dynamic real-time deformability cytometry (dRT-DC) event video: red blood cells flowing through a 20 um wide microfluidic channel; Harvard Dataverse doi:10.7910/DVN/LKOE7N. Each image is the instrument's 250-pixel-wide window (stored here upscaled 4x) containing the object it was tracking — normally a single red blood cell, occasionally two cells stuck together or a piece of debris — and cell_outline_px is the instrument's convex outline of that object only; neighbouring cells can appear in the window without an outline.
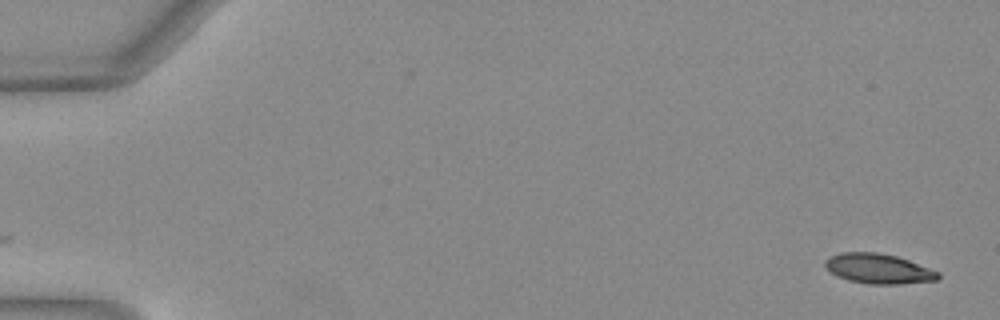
{"species": "Egyptian fruit bat (a non-hibernating species)", "species_latin": "Rousettus aegyptiacus", "temperature_condition": "warm", "stored_images_in_passage": 51, "segment_of_instrument_passage": [1, 2], "camera_frame_rate_fps": 3000, "um_per_image_px": 0.085, "animal": {"sex": "female"}, "frame": {"image": 1, "passage_image": 1, "time_ms": 0.0, "image_size_px": [1000, 320], "cell_outline_px": [[940, 276], [936, 280], [900, 284], [868, 284], [848, 280], [836, 276], [824, 264], [824, 260], [828, 256], [840, 252], [876, 252], [896, 256], [908, 260], [940, 272]], "centroid_in_image_um": [74.64, 22.83], "position_along_channel_um": 10.4, "area_um2": 19.71}}
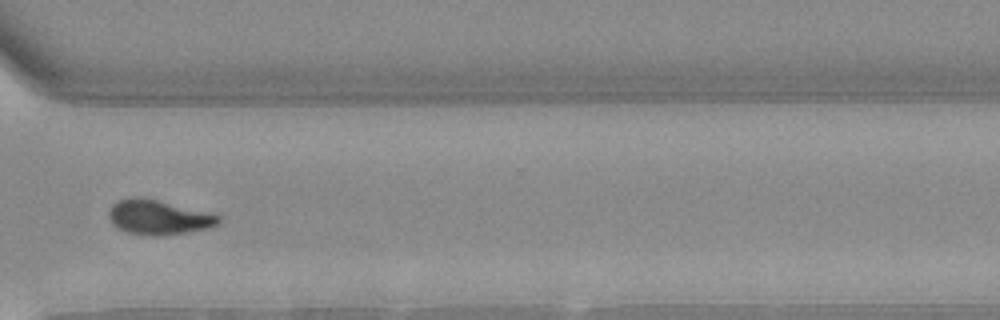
{"frame": {"image": 2, "passage_image": 38, "time_ms": 12.333, "image_size_px": [1000, 320], "cell_outline_px": [[220, 224], [208, 228], [188, 232], [164, 236], [148, 236], [128, 232], [112, 224], [108, 216], [108, 212], [112, 204], [120, 200], [132, 196], [136, 196], [156, 200], [220, 216]], "centroid_in_image_um": [13.44, 18.49], "position_along_channel_um": 357.2, "area_um2": 21.91}}
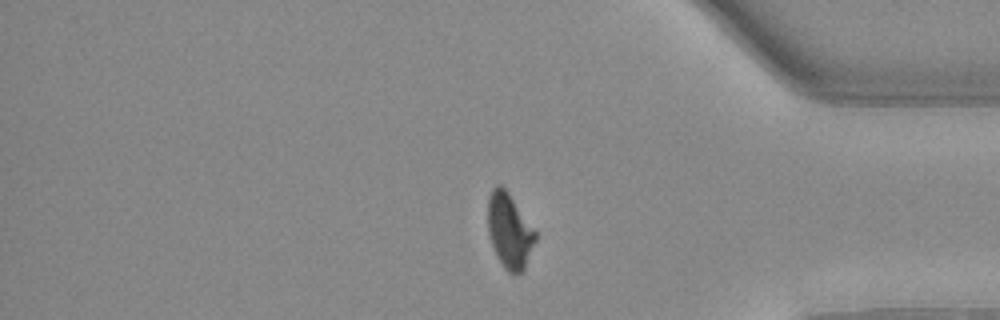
{"frame": {"image": 3, "passage_image": 42, "time_ms": 13.667, "image_size_px": [1000, 320], "cell_outline_px": [[536, 240], [524, 268], [520, 272], [508, 272], [504, 268], [492, 244], [488, 228], [488, 196], [492, 188], [496, 184], [500, 184], [508, 192], [536, 232]], "centroid_in_image_um": [43.29, 19.57], "position_along_channel_um": 391.9, "area_um2": 20.23}}